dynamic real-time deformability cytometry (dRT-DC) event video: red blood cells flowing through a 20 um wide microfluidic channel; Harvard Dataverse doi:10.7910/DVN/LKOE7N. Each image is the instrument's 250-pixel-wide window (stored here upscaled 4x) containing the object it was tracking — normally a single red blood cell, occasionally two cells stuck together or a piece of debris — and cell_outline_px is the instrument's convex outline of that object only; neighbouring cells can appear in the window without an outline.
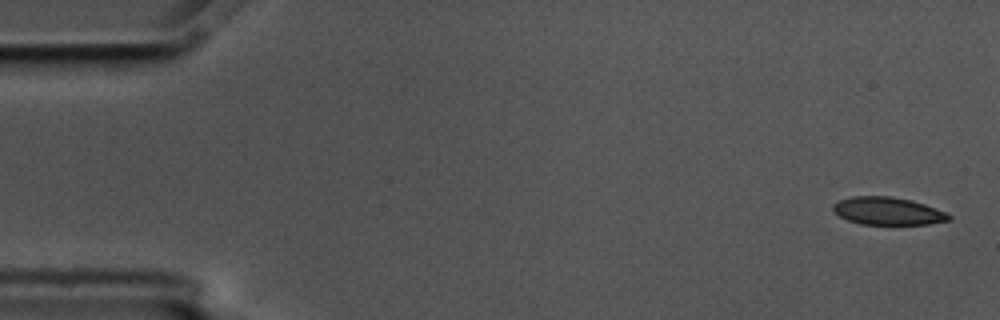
{"species": "common noctule bat (a hibernating species)", "species_latin": "Nyctalus noctula", "temperature_condition": "cold", "stored_images_in_passage": 5, "camera_frame_rate_fps": 3000, "um_per_image_px": 0.085, "animal": {"sex": "male", "body_mass_g": 17.5, "forearm_length_mm": 52.3}, "frame": {"image": 1, "passage_image": 1, "time_ms": 0.0, "image_size_px": [1000, 320], "cell_outline_px": [[952, 216], [948, 220], [928, 224], [860, 224], [848, 220], [832, 212], [832, 204], [840, 200], [852, 196], [892, 196], [912, 200], [948, 212]], "centroid_in_image_um": [75.45, 17.93], "position_along_channel_um": 9.6, "area_um2": 18.79}}
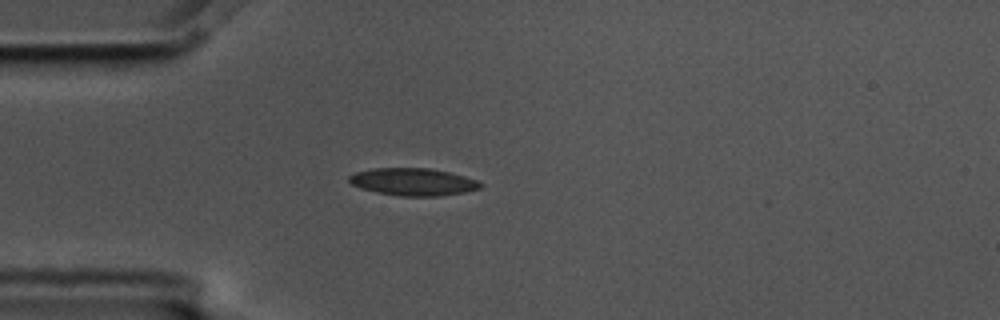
{"frame": {"image": 2, "passage_image": 5, "time_ms": 1.333, "image_size_px": [1000, 320], "cell_outline_px": [[484, 184], [480, 188], [464, 192], [440, 196], [400, 196], [376, 192], [360, 188], [352, 184], [348, 180], [348, 176], [356, 172], [372, 168], [432, 168], [464, 176], [476, 180]], "centroid_in_image_um": [35.1, 15.45], "position_along_channel_um": 49.9, "area_um2": 20.98}}